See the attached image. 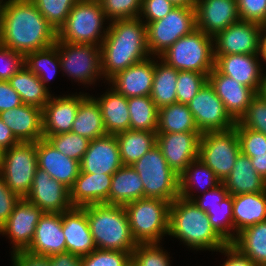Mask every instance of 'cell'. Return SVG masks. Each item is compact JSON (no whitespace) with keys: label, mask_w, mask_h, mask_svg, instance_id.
<instances>
[{"label":"cell","mask_w":266,"mask_h":266,"mask_svg":"<svg viewBox=\"0 0 266 266\" xmlns=\"http://www.w3.org/2000/svg\"><path fill=\"white\" fill-rule=\"evenodd\" d=\"M57 31L32 0H6L2 9L0 43L25 56L50 47Z\"/></svg>","instance_id":"1"},{"label":"cell","mask_w":266,"mask_h":266,"mask_svg":"<svg viewBox=\"0 0 266 266\" xmlns=\"http://www.w3.org/2000/svg\"><path fill=\"white\" fill-rule=\"evenodd\" d=\"M100 45L101 73L105 80L129 66L152 57L147 47L146 24L139 17L109 21Z\"/></svg>","instance_id":"2"},{"label":"cell","mask_w":266,"mask_h":266,"mask_svg":"<svg viewBox=\"0 0 266 266\" xmlns=\"http://www.w3.org/2000/svg\"><path fill=\"white\" fill-rule=\"evenodd\" d=\"M168 235L195 250L218 251L228 244L212 227L207 213L180 196L170 204Z\"/></svg>","instance_id":"3"},{"label":"cell","mask_w":266,"mask_h":266,"mask_svg":"<svg viewBox=\"0 0 266 266\" xmlns=\"http://www.w3.org/2000/svg\"><path fill=\"white\" fill-rule=\"evenodd\" d=\"M86 216L98 249L129 252L138 245L132 236L124 206L86 205Z\"/></svg>","instance_id":"4"},{"label":"cell","mask_w":266,"mask_h":266,"mask_svg":"<svg viewBox=\"0 0 266 266\" xmlns=\"http://www.w3.org/2000/svg\"><path fill=\"white\" fill-rule=\"evenodd\" d=\"M106 19L99 0H78L58 30L57 39L71 44L100 46L108 30L102 26Z\"/></svg>","instance_id":"5"},{"label":"cell","mask_w":266,"mask_h":266,"mask_svg":"<svg viewBox=\"0 0 266 266\" xmlns=\"http://www.w3.org/2000/svg\"><path fill=\"white\" fill-rule=\"evenodd\" d=\"M157 58L178 71L209 74L215 67L213 38L196 28Z\"/></svg>","instance_id":"6"},{"label":"cell","mask_w":266,"mask_h":266,"mask_svg":"<svg viewBox=\"0 0 266 266\" xmlns=\"http://www.w3.org/2000/svg\"><path fill=\"white\" fill-rule=\"evenodd\" d=\"M170 204L160 198H142L124 205L137 244L160 243L168 235Z\"/></svg>","instance_id":"7"},{"label":"cell","mask_w":266,"mask_h":266,"mask_svg":"<svg viewBox=\"0 0 266 266\" xmlns=\"http://www.w3.org/2000/svg\"><path fill=\"white\" fill-rule=\"evenodd\" d=\"M131 166L142 180L144 198L172 203L179 197V176L169 167L157 144Z\"/></svg>","instance_id":"8"},{"label":"cell","mask_w":266,"mask_h":266,"mask_svg":"<svg viewBox=\"0 0 266 266\" xmlns=\"http://www.w3.org/2000/svg\"><path fill=\"white\" fill-rule=\"evenodd\" d=\"M37 168L36 142H20L1 152L0 175L21 198L29 193Z\"/></svg>","instance_id":"9"},{"label":"cell","mask_w":266,"mask_h":266,"mask_svg":"<svg viewBox=\"0 0 266 266\" xmlns=\"http://www.w3.org/2000/svg\"><path fill=\"white\" fill-rule=\"evenodd\" d=\"M145 24L149 53L159 57L180 37L196 29L195 7L175 6L164 18Z\"/></svg>","instance_id":"10"},{"label":"cell","mask_w":266,"mask_h":266,"mask_svg":"<svg viewBox=\"0 0 266 266\" xmlns=\"http://www.w3.org/2000/svg\"><path fill=\"white\" fill-rule=\"evenodd\" d=\"M240 153L239 139L235 128L227 131L201 133L198 158L214 171L221 182L232 171Z\"/></svg>","instance_id":"11"},{"label":"cell","mask_w":266,"mask_h":266,"mask_svg":"<svg viewBox=\"0 0 266 266\" xmlns=\"http://www.w3.org/2000/svg\"><path fill=\"white\" fill-rule=\"evenodd\" d=\"M61 70L82 84H93L101 73V49L93 44H71L57 39Z\"/></svg>","instance_id":"12"},{"label":"cell","mask_w":266,"mask_h":266,"mask_svg":"<svg viewBox=\"0 0 266 266\" xmlns=\"http://www.w3.org/2000/svg\"><path fill=\"white\" fill-rule=\"evenodd\" d=\"M187 105L200 133L227 131L235 127L236 122L208 81Z\"/></svg>","instance_id":"13"},{"label":"cell","mask_w":266,"mask_h":266,"mask_svg":"<svg viewBox=\"0 0 266 266\" xmlns=\"http://www.w3.org/2000/svg\"><path fill=\"white\" fill-rule=\"evenodd\" d=\"M262 24L239 20L213 38L214 56L258 54Z\"/></svg>","instance_id":"14"},{"label":"cell","mask_w":266,"mask_h":266,"mask_svg":"<svg viewBox=\"0 0 266 266\" xmlns=\"http://www.w3.org/2000/svg\"><path fill=\"white\" fill-rule=\"evenodd\" d=\"M201 133H157L156 144L169 167L180 176L199 155Z\"/></svg>","instance_id":"15"},{"label":"cell","mask_w":266,"mask_h":266,"mask_svg":"<svg viewBox=\"0 0 266 266\" xmlns=\"http://www.w3.org/2000/svg\"><path fill=\"white\" fill-rule=\"evenodd\" d=\"M25 199L44 213H63L73 207L70 190L39 168L36 169L32 187Z\"/></svg>","instance_id":"16"},{"label":"cell","mask_w":266,"mask_h":266,"mask_svg":"<svg viewBox=\"0 0 266 266\" xmlns=\"http://www.w3.org/2000/svg\"><path fill=\"white\" fill-rule=\"evenodd\" d=\"M43 211L21 198L9 219L0 227V234L7 235L13 244V251L26 250L32 242L35 229Z\"/></svg>","instance_id":"17"},{"label":"cell","mask_w":266,"mask_h":266,"mask_svg":"<svg viewBox=\"0 0 266 266\" xmlns=\"http://www.w3.org/2000/svg\"><path fill=\"white\" fill-rule=\"evenodd\" d=\"M195 18L196 28L214 38L240 20L237 0H197Z\"/></svg>","instance_id":"18"},{"label":"cell","mask_w":266,"mask_h":266,"mask_svg":"<svg viewBox=\"0 0 266 266\" xmlns=\"http://www.w3.org/2000/svg\"><path fill=\"white\" fill-rule=\"evenodd\" d=\"M208 82L235 122H238L245 114L252 98L257 94L253 89L239 83L236 79L221 74L215 67L208 74Z\"/></svg>","instance_id":"19"},{"label":"cell","mask_w":266,"mask_h":266,"mask_svg":"<svg viewBox=\"0 0 266 266\" xmlns=\"http://www.w3.org/2000/svg\"><path fill=\"white\" fill-rule=\"evenodd\" d=\"M36 153L38 168L70 190L80 174V162L65 156L45 138L36 142Z\"/></svg>","instance_id":"20"},{"label":"cell","mask_w":266,"mask_h":266,"mask_svg":"<svg viewBox=\"0 0 266 266\" xmlns=\"http://www.w3.org/2000/svg\"><path fill=\"white\" fill-rule=\"evenodd\" d=\"M122 166L116 135L107 134L90 141L80 162V172L113 174Z\"/></svg>","instance_id":"21"},{"label":"cell","mask_w":266,"mask_h":266,"mask_svg":"<svg viewBox=\"0 0 266 266\" xmlns=\"http://www.w3.org/2000/svg\"><path fill=\"white\" fill-rule=\"evenodd\" d=\"M86 94L52 96L42 109L43 135L71 132L80 102Z\"/></svg>","instance_id":"22"},{"label":"cell","mask_w":266,"mask_h":266,"mask_svg":"<svg viewBox=\"0 0 266 266\" xmlns=\"http://www.w3.org/2000/svg\"><path fill=\"white\" fill-rule=\"evenodd\" d=\"M62 229L66 238L67 252L82 257L97 248L89 228L86 206L72 207L63 212Z\"/></svg>","instance_id":"23"},{"label":"cell","mask_w":266,"mask_h":266,"mask_svg":"<svg viewBox=\"0 0 266 266\" xmlns=\"http://www.w3.org/2000/svg\"><path fill=\"white\" fill-rule=\"evenodd\" d=\"M215 68L224 75L236 79L239 83L259 92L262 70L258 54H229L214 56Z\"/></svg>","instance_id":"24"},{"label":"cell","mask_w":266,"mask_h":266,"mask_svg":"<svg viewBox=\"0 0 266 266\" xmlns=\"http://www.w3.org/2000/svg\"><path fill=\"white\" fill-rule=\"evenodd\" d=\"M26 250L47 257L66 252L62 213H43L37 223L31 245Z\"/></svg>","instance_id":"25"},{"label":"cell","mask_w":266,"mask_h":266,"mask_svg":"<svg viewBox=\"0 0 266 266\" xmlns=\"http://www.w3.org/2000/svg\"><path fill=\"white\" fill-rule=\"evenodd\" d=\"M150 57L118 72L108 81L126 98L150 96L154 78V60Z\"/></svg>","instance_id":"26"},{"label":"cell","mask_w":266,"mask_h":266,"mask_svg":"<svg viewBox=\"0 0 266 266\" xmlns=\"http://www.w3.org/2000/svg\"><path fill=\"white\" fill-rule=\"evenodd\" d=\"M0 118L19 142H37L44 138L42 109L22 104L0 112Z\"/></svg>","instance_id":"27"},{"label":"cell","mask_w":266,"mask_h":266,"mask_svg":"<svg viewBox=\"0 0 266 266\" xmlns=\"http://www.w3.org/2000/svg\"><path fill=\"white\" fill-rule=\"evenodd\" d=\"M112 174L80 172L70 189V202L73 207L91 204H108Z\"/></svg>","instance_id":"28"},{"label":"cell","mask_w":266,"mask_h":266,"mask_svg":"<svg viewBox=\"0 0 266 266\" xmlns=\"http://www.w3.org/2000/svg\"><path fill=\"white\" fill-rule=\"evenodd\" d=\"M222 183L230 195L266 191V180L255 171L250 157L241 153L236 158L232 171Z\"/></svg>","instance_id":"29"},{"label":"cell","mask_w":266,"mask_h":266,"mask_svg":"<svg viewBox=\"0 0 266 266\" xmlns=\"http://www.w3.org/2000/svg\"><path fill=\"white\" fill-rule=\"evenodd\" d=\"M266 220V191L233 195V226L237 234Z\"/></svg>","instance_id":"30"},{"label":"cell","mask_w":266,"mask_h":266,"mask_svg":"<svg viewBox=\"0 0 266 266\" xmlns=\"http://www.w3.org/2000/svg\"><path fill=\"white\" fill-rule=\"evenodd\" d=\"M94 98L101 108L107 134L117 135L130 129V114L125 96L110 87L108 92Z\"/></svg>","instance_id":"31"},{"label":"cell","mask_w":266,"mask_h":266,"mask_svg":"<svg viewBox=\"0 0 266 266\" xmlns=\"http://www.w3.org/2000/svg\"><path fill=\"white\" fill-rule=\"evenodd\" d=\"M144 198V187L139 174L132 166H122L112 174L108 205L124 206Z\"/></svg>","instance_id":"32"},{"label":"cell","mask_w":266,"mask_h":266,"mask_svg":"<svg viewBox=\"0 0 266 266\" xmlns=\"http://www.w3.org/2000/svg\"><path fill=\"white\" fill-rule=\"evenodd\" d=\"M71 132L90 141L107 135L101 108L94 97L87 95L80 102Z\"/></svg>","instance_id":"33"},{"label":"cell","mask_w":266,"mask_h":266,"mask_svg":"<svg viewBox=\"0 0 266 266\" xmlns=\"http://www.w3.org/2000/svg\"><path fill=\"white\" fill-rule=\"evenodd\" d=\"M8 82L19 94L23 104L43 109L51 97L49 90L25 65Z\"/></svg>","instance_id":"34"},{"label":"cell","mask_w":266,"mask_h":266,"mask_svg":"<svg viewBox=\"0 0 266 266\" xmlns=\"http://www.w3.org/2000/svg\"><path fill=\"white\" fill-rule=\"evenodd\" d=\"M157 132L127 130L116 135L121 161L131 166L156 145Z\"/></svg>","instance_id":"35"},{"label":"cell","mask_w":266,"mask_h":266,"mask_svg":"<svg viewBox=\"0 0 266 266\" xmlns=\"http://www.w3.org/2000/svg\"><path fill=\"white\" fill-rule=\"evenodd\" d=\"M221 183L216 177L214 171L207 166L201 159L196 158L179 176V196L188 200H193L195 195L191 193L196 184L199 188L201 185L202 193L215 188ZM206 189V190H205Z\"/></svg>","instance_id":"36"},{"label":"cell","mask_w":266,"mask_h":266,"mask_svg":"<svg viewBox=\"0 0 266 266\" xmlns=\"http://www.w3.org/2000/svg\"><path fill=\"white\" fill-rule=\"evenodd\" d=\"M231 244L256 265L266 264V220L240 231Z\"/></svg>","instance_id":"37"},{"label":"cell","mask_w":266,"mask_h":266,"mask_svg":"<svg viewBox=\"0 0 266 266\" xmlns=\"http://www.w3.org/2000/svg\"><path fill=\"white\" fill-rule=\"evenodd\" d=\"M154 60V78L150 93L151 99L158 108L177 102L176 83L178 70L160 59Z\"/></svg>","instance_id":"38"},{"label":"cell","mask_w":266,"mask_h":266,"mask_svg":"<svg viewBox=\"0 0 266 266\" xmlns=\"http://www.w3.org/2000/svg\"><path fill=\"white\" fill-rule=\"evenodd\" d=\"M199 132L187 104L172 103L159 108L157 133Z\"/></svg>","instance_id":"39"},{"label":"cell","mask_w":266,"mask_h":266,"mask_svg":"<svg viewBox=\"0 0 266 266\" xmlns=\"http://www.w3.org/2000/svg\"><path fill=\"white\" fill-rule=\"evenodd\" d=\"M130 129L157 132L159 108L150 96L127 98Z\"/></svg>","instance_id":"40"},{"label":"cell","mask_w":266,"mask_h":266,"mask_svg":"<svg viewBox=\"0 0 266 266\" xmlns=\"http://www.w3.org/2000/svg\"><path fill=\"white\" fill-rule=\"evenodd\" d=\"M24 65L40 79L48 90L46 84L55 76L57 70L61 69L57 46L54 44L27 53L24 56Z\"/></svg>","instance_id":"41"},{"label":"cell","mask_w":266,"mask_h":266,"mask_svg":"<svg viewBox=\"0 0 266 266\" xmlns=\"http://www.w3.org/2000/svg\"><path fill=\"white\" fill-rule=\"evenodd\" d=\"M206 213L215 231L227 243H232L236 238V234L233 232V195L228 194L220 204L210 208Z\"/></svg>","instance_id":"42"},{"label":"cell","mask_w":266,"mask_h":266,"mask_svg":"<svg viewBox=\"0 0 266 266\" xmlns=\"http://www.w3.org/2000/svg\"><path fill=\"white\" fill-rule=\"evenodd\" d=\"M58 151L65 156L81 162L85 152L88 150L90 140L73 132L57 135H44Z\"/></svg>","instance_id":"43"},{"label":"cell","mask_w":266,"mask_h":266,"mask_svg":"<svg viewBox=\"0 0 266 266\" xmlns=\"http://www.w3.org/2000/svg\"><path fill=\"white\" fill-rule=\"evenodd\" d=\"M45 19L58 30L65 24L67 16L78 0H32Z\"/></svg>","instance_id":"44"},{"label":"cell","mask_w":266,"mask_h":266,"mask_svg":"<svg viewBox=\"0 0 266 266\" xmlns=\"http://www.w3.org/2000/svg\"><path fill=\"white\" fill-rule=\"evenodd\" d=\"M159 243H140L131 253V266H171Z\"/></svg>","instance_id":"45"},{"label":"cell","mask_w":266,"mask_h":266,"mask_svg":"<svg viewBox=\"0 0 266 266\" xmlns=\"http://www.w3.org/2000/svg\"><path fill=\"white\" fill-rule=\"evenodd\" d=\"M207 81L208 74L179 71L176 83L177 102L188 104Z\"/></svg>","instance_id":"46"},{"label":"cell","mask_w":266,"mask_h":266,"mask_svg":"<svg viewBox=\"0 0 266 266\" xmlns=\"http://www.w3.org/2000/svg\"><path fill=\"white\" fill-rule=\"evenodd\" d=\"M235 127H245L266 135V99L257 93Z\"/></svg>","instance_id":"47"},{"label":"cell","mask_w":266,"mask_h":266,"mask_svg":"<svg viewBox=\"0 0 266 266\" xmlns=\"http://www.w3.org/2000/svg\"><path fill=\"white\" fill-rule=\"evenodd\" d=\"M82 266H131L129 252L96 248L89 255L81 257Z\"/></svg>","instance_id":"48"},{"label":"cell","mask_w":266,"mask_h":266,"mask_svg":"<svg viewBox=\"0 0 266 266\" xmlns=\"http://www.w3.org/2000/svg\"><path fill=\"white\" fill-rule=\"evenodd\" d=\"M108 21L138 18L142 0H99Z\"/></svg>","instance_id":"49"},{"label":"cell","mask_w":266,"mask_h":266,"mask_svg":"<svg viewBox=\"0 0 266 266\" xmlns=\"http://www.w3.org/2000/svg\"><path fill=\"white\" fill-rule=\"evenodd\" d=\"M237 131L241 154L253 157L266 154V135L245 127H234Z\"/></svg>","instance_id":"50"},{"label":"cell","mask_w":266,"mask_h":266,"mask_svg":"<svg viewBox=\"0 0 266 266\" xmlns=\"http://www.w3.org/2000/svg\"><path fill=\"white\" fill-rule=\"evenodd\" d=\"M0 81H8L24 66V56L0 43Z\"/></svg>","instance_id":"51"},{"label":"cell","mask_w":266,"mask_h":266,"mask_svg":"<svg viewBox=\"0 0 266 266\" xmlns=\"http://www.w3.org/2000/svg\"><path fill=\"white\" fill-rule=\"evenodd\" d=\"M240 20L266 24V0H237Z\"/></svg>","instance_id":"52"},{"label":"cell","mask_w":266,"mask_h":266,"mask_svg":"<svg viewBox=\"0 0 266 266\" xmlns=\"http://www.w3.org/2000/svg\"><path fill=\"white\" fill-rule=\"evenodd\" d=\"M174 7L170 0H142L139 18L143 21L145 18V23L157 21L164 18Z\"/></svg>","instance_id":"53"},{"label":"cell","mask_w":266,"mask_h":266,"mask_svg":"<svg viewBox=\"0 0 266 266\" xmlns=\"http://www.w3.org/2000/svg\"><path fill=\"white\" fill-rule=\"evenodd\" d=\"M21 197L12 192L0 175V227L9 219Z\"/></svg>","instance_id":"54"},{"label":"cell","mask_w":266,"mask_h":266,"mask_svg":"<svg viewBox=\"0 0 266 266\" xmlns=\"http://www.w3.org/2000/svg\"><path fill=\"white\" fill-rule=\"evenodd\" d=\"M228 190L221 182L218 186L209 191L194 197L193 201L203 211L207 212L210 208L217 206L228 195Z\"/></svg>","instance_id":"55"},{"label":"cell","mask_w":266,"mask_h":266,"mask_svg":"<svg viewBox=\"0 0 266 266\" xmlns=\"http://www.w3.org/2000/svg\"><path fill=\"white\" fill-rule=\"evenodd\" d=\"M23 102L8 81H0V112L19 107Z\"/></svg>","instance_id":"56"},{"label":"cell","mask_w":266,"mask_h":266,"mask_svg":"<svg viewBox=\"0 0 266 266\" xmlns=\"http://www.w3.org/2000/svg\"><path fill=\"white\" fill-rule=\"evenodd\" d=\"M12 253L13 266H49V257L47 256L32 254L27 250Z\"/></svg>","instance_id":"57"},{"label":"cell","mask_w":266,"mask_h":266,"mask_svg":"<svg viewBox=\"0 0 266 266\" xmlns=\"http://www.w3.org/2000/svg\"><path fill=\"white\" fill-rule=\"evenodd\" d=\"M219 252L224 253L228 259L222 266H257L247 256H244L237 248L231 243H228Z\"/></svg>","instance_id":"58"},{"label":"cell","mask_w":266,"mask_h":266,"mask_svg":"<svg viewBox=\"0 0 266 266\" xmlns=\"http://www.w3.org/2000/svg\"><path fill=\"white\" fill-rule=\"evenodd\" d=\"M49 266H82L81 256L63 252L49 256Z\"/></svg>","instance_id":"59"},{"label":"cell","mask_w":266,"mask_h":266,"mask_svg":"<svg viewBox=\"0 0 266 266\" xmlns=\"http://www.w3.org/2000/svg\"><path fill=\"white\" fill-rule=\"evenodd\" d=\"M20 143L12 133L11 129L0 118V152Z\"/></svg>","instance_id":"60"},{"label":"cell","mask_w":266,"mask_h":266,"mask_svg":"<svg viewBox=\"0 0 266 266\" xmlns=\"http://www.w3.org/2000/svg\"><path fill=\"white\" fill-rule=\"evenodd\" d=\"M250 159L255 171L266 180V154H255Z\"/></svg>","instance_id":"61"},{"label":"cell","mask_w":266,"mask_h":266,"mask_svg":"<svg viewBox=\"0 0 266 266\" xmlns=\"http://www.w3.org/2000/svg\"><path fill=\"white\" fill-rule=\"evenodd\" d=\"M262 60L266 62V24L262 25L261 28V37H260V46H259V53Z\"/></svg>","instance_id":"62"},{"label":"cell","mask_w":266,"mask_h":266,"mask_svg":"<svg viewBox=\"0 0 266 266\" xmlns=\"http://www.w3.org/2000/svg\"><path fill=\"white\" fill-rule=\"evenodd\" d=\"M197 0H170L177 7H195Z\"/></svg>","instance_id":"63"},{"label":"cell","mask_w":266,"mask_h":266,"mask_svg":"<svg viewBox=\"0 0 266 266\" xmlns=\"http://www.w3.org/2000/svg\"><path fill=\"white\" fill-rule=\"evenodd\" d=\"M258 93L266 99V73L262 74L261 86Z\"/></svg>","instance_id":"64"},{"label":"cell","mask_w":266,"mask_h":266,"mask_svg":"<svg viewBox=\"0 0 266 266\" xmlns=\"http://www.w3.org/2000/svg\"><path fill=\"white\" fill-rule=\"evenodd\" d=\"M2 1L3 0H0V32H1L2 9L4 4V1L3 2Z\"/></svg>","instance_id":"65"}]
</instances>
